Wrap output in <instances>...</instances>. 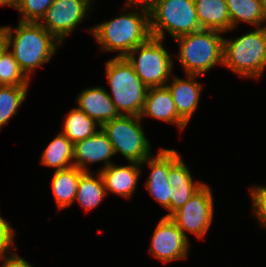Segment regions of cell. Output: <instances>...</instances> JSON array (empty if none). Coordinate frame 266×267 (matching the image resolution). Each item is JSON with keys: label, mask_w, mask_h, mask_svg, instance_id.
Wrapping results in <instances>:
<instances>
[{"label": "cell", "mask_w": 266, "mask_h": 267, "mask_svg": "<svg viewBox=\"0 0 266 267\" xmlns=\"http://www.w3.org/2000/svg\"><path fill=\"white\" fill-rule=\"evenodd\" d=\"M123 8L138 7L137 11L115 17L113 20L94 25L88 32L99 43L101 50L118 52L115 57H126L129 52L150 37L149 9L147 4L126 0Z\"/></svg>", "instance_id": "cell-1"}, {"label": "cell", "mask_w": 266, "mask_h": 267, "mask_svg": "<svg viewBox=\"0 0 266 267\" xmlns=\"http://www.w3.org/2000/svg\"><path fill=\"white\" fill-rule=\"evenodd\" d=\"M4 36L7 48L12 49L14 59L29 79L33 71L49 62L62 45L39 22L19 21L15 29L4 26Z\"/></svg>", "instance_id": "cell-2"}, {"label": "cell", "mask_w": 266, "mask_h": 267, "mask_svg": "<svg viewBox=\"0 0 266 267\" xmlns=\"http://www.w3.org/2000/svg\"><path fill=\"white\" fill-rule=\"evenodd\" d=\"M105 66L111 88L109 96L119 115L140 116L148 87L135 73L132 64L126 57H114L106 61Z\"/></svg>", "instance_id": "cell-3"}, {"label": "cell", "mask_w": 266, "mask_h": 267, "mask_svg": "<svg viewBox=\"0 0 266 267\" xmlns=\"http://www.w3.org/2000/svg\"><path fill=\"white\" fill-rule=\"evenodd\" d=\"M223 42V64L238 76L258 79L266 69V30L264 26Z\"/></svg>", "instance_id": "cell-4"}, {"label": "cell", "mask_w": 266, "mask_h": 267, "mask_svg": "<svg viewBox=\"0 0 266 267\" xmlns=\"http://www.w3.org/2000/svg\"><path fill=\"white\" fill-rule=\"evenodd\" d=\"M222 32L202 29L175 38L179 45L178 59L185 75H204L217 64H223Z\"/></svg>", "instance_id": "cell-5"}, {"label": "cell", "mask_w": 266, "mask_h": 267, "mask_svg": "<svg viewBox=\"0 0 266 267\" xmlns=\"http://www.w3.org/2000/svg\"><path fill=\"white\" fill-rule=\"evenodd\" d=\"M147 6L152 37L164 40V30L174 39L202 30L195 0H151Z\"/></svg>", "instance_id": "cell-6"}, {"label": "cell", "mask_w": 266, "mask_h": 267, "mask_svg": "<svg viewBox=\"0 0 266 267\" xmlns=\"http://www.w3.org/2000/svg\"><path fill=\"white\" fill-rule=\"evenodd\" d=\"M162 44L163 39L151 36L126 56L135 73L148 88L166 86L171 79L173 57Z\"/></svg>", "instance_id": "cell-7"}, {"label": "cell", "mask_w": 266, "mask_h": 267, "mask_svg": "<svg viewBox=\"0 0 266 267\" xmlns=\"http://www.w3.org/2000/svg\"><path fill=\"white\" fill-rule=\"evenodd\" d=\"M141 120L139 116L120 115L100 127L113 145L115 155L121 153L128 162L140 164L153 155Z\"/></svg>", "instance_id": "cell-8"}, {"label": "cell", "mask_w": 266, "mask_h": 267, "mask_svg": "<svg viewBox=\"0 0 266 267\" xmlns=\"http://www.w3.org/2000/svg\"><path fill=\"white\" fill-rule=\"evenodd\" d=\"M214 198L211 188L204 184L170 218L187 236V231L198 238L205 237L214 217Z\"/></svg>", "instance_id": "cell-9"}, {"label": "cell", "mask_w": 266, "mask_h": 267, "mask_svg": "<svg viewBox=\"0 0 266 267\" xmlns=\"http://www.w3.org/2000/svg\"><path fill=\"white\" fill-rule=\"evenodd\" d=\"M92 3V0H54L39 24L62 43L85 20Z\"/></svg>", "instance_id": "cell-10"}, {"label": "cell", "mask_w": 266, "mask_h": 267, "mask_svg": "<svg viewBox=\"0 0 266 267\" xmlns=\"http://www.w3.org/2000/svg\"><path fill=\"white\" fill-rule=\"evenodd\" d=\"M189 239L170 217L163 216L153 231L150 253L163 263L188 257Z\"/></svg>", "instance_id": "cell-11"}, {"label": "cell", "mask_w": 266, "mask_h": 267, "mask_svg": "<svg viewBox=\"0 0 266 267\" xmlns=\"http://www.w3.org/2000/svg\"><path fill=\"white\" fill-rule=\"evenodd\" d=\"M169 182L171 186L170 216L181 208L204 183L193 181L189 167L181 155L174 149H169Z\"/></svg>", "instance_id": "cell-12"}, {"label": "cell", "mask_w": 266, "mask_h": 267, "mask_svg": "<svg viewBox=\"0 0 266 267\" xmlns=\"http://www.w3.org/2000/svg\"><path fill=\"white\" fill-rule=\"evenodd\" d=\"M144 164L150 168V174L145 182L146 190L168 210L169 213L165 217H170L169 149L160 148L155 157L149 156L141 163L142 166Z\"/></svg>", "instance_id": "cell-13"}, {"label": "cell", "mask_w": 266, "mask_h": 267, "mask_svg": "<svg viewBox=\"0 0 266 267\" xmlns=\"http://www.w3.org/2000/svg\"><path fill=\"white\" fill-rule=\"evenodd\" d=\"M115 156L113 145L100 128L94 135L74 143L73 164L84 172H89L86 165L104 161V168L112 164L111 157Z\"/></svg>", "instance_id": "cell-14"}, {"label": "cell", "mask_w": 266, "mask_h": 267, "mask_svg": "<svg viewBox=\"0 0 266 267\" xmlns=\"http://www.w3.org/2000/svg\"><path fill=\"white\" fill-rule=\"evenodd\" d=\"M185 77L187 78L181 79L174 75L166 86L171 92L178 115L189 124L200 101L203 85L196 80L199 75L187 74Z\"/></svg>", "instance_id": "cell-15"}, {"label": "cell", "mask_w": 266, "mask_h": 267, "mask_svg": "<svg viewBox=\"0 0 266 267\" xmlns=\"http://www.w3.org/2000/svg\"><path fill=\"white\" fill-rule=\"evenodd\" d=\"M144 116L176 124L181 131L188 125L178 115L171 92L167 86L148 88L144 107L139 117L142 119Z\"/></svg>", "instance_id": "cell-16"}, {"label": "cell", "mask_w": 266, "mask_h": 267, "mask_svg": "<svg viewBox=\"0 0 266 267\" xmlns=\"http://www.w3.org/2000/svg\"><path fill=\"white\" fill-rule=\"evenodd\" d=\"M76 103L78 109L98 123V128L120 116L109 93L101 86L82 90L76 97Z\"/></svg>", "instance_id": "cell-17"}, {"label": "cell", "mask_w": 266, "mask_h": 267, "mask_svg": "<svg viewBox=\"0 0 266 267\" xmlns=\"http://www.w3.org/2000/svg\"><path fill=\"white\" fill-rule=\"evenodd\" d=\"M125 166H117L113 163L103 170H99L102 175L106 193L112 192L124 198H131L142 174V165L137 162H129Z\"/></svg>", "instance_id": "cell-18"}, {"label": "cell", "mask_w": 266, "mask_h": 267, "mask_svg": "<svg viewBox=\"0 0 266 267\" xmlns=\"http://www.w3.org/2000/svg\"><path fill=\"white\" fill-rule=\"evenodd\" d=\"M195 7L202 29L222 33L232 30L226 0H195Z\"/></svg>", "instance_id": "cell-19"}, {"label": "cell", "mask_w": 266, "mask_h": 267, "mask_svg": "<svg viewBox=\"0 0 266 267\" xmlns=\"http://www.w3.org/2000/svg\"><path fill=\"white\" fill-rule=\"evenodd\" d=\"M83 172L76 166L54 171L51 179V190L58 210H63L74 203L78 182Z\"/></svg>", "instance_id": "cell-20"}, {"label": "cell", "mask_w": 266, "mask_h": 267, "mask_svg": "<svg viewBox=\"0 0 266 267\" xmlns=\"http://www.w3.org/2000/svg\"><path fill=\"white\" fill-rule=\"evenodd\" d=\"M74 144L60 133L43 150L41 164L45 167H53L55 171L74 166Z\"/></svg>", "instance_id": "cell-21"}, {"label": "cell", "mask_w": 266, "mask_h": 267, "mask_svg": "<svg viewBox=\"0 0 266 267\" xmlns=\"http://www.w3.org/2000/svg\"><path fill=\"white\" fill-rule=\"evenodd\" d=\"M94 172H83L80 176L75 202L84 210L89 211L100 205L107 195L102 175L98 171L97 177Z\"/></svg>", "instance_id": "cell-22"}, {"label": "cell", "mask_w": 266, "mask_h": 267, "mask_svg": "<svg viewBox=\"0 0 266 267\" xmlns=\"http://www.w3.org/2000/svg\"><path fill=\"white\" fill-rule=\"evenodd\" d=\"M232 30L241 22L253 27L264 26L266 19L261 0H226Z\"/></svg>", "instance_id": "cell-23"}, {"label": "cell", "mask_w": 266, "mask_h": 267, "mask_svg": "<svg viewBox=\"0 0 266 267\" xmlns=\"http://www.w3.org/2000/svg\"><path fill=\"white\" fill-rule=\"evenodd\" d=\"M98 123L82 110L73 108L64 120L63 133L73 144L94 135L98 130Z\"/></svg>", "instance_id": "cell-24"}, {"label": "cell", "mask_w": 266, "mask_h": 267, "mask_svg": "<svg viewBox=\"0 0 266 267\" xmlns=\"http://www.w3.org/2000/svg\"><path fill=\"white\" fill-rule=\"evenodd\" d=\"M28 87L29 85L0 86V128L17 115L18 108L26 99Z\"/></svg>", "instance_id": "cell-25"}, {"label": "cell", "mask_w": 266, "mask_h": 267, "mask_svg": "<svg viewBox=\"0 0 266 267\" xmlns=\"http://www.w3.org/2000/svg\"><path fill=\"white\" fill-rule=\"evenodd\" d=\"M30 79L20 69L9 48L0 55V86L29 85Z\"/></svg>", "instance_id": "cell-26"}, {"label": "cell", "mask_w": 266, "mask_h": 267, "mask_svg": "<svg viewBox=\"0 0 266 267\" xmlns=\"http://www.w3.org/2000/svg\"><path fill=\"white\" fill-rule=\"evenodd\" d=\"M54 0H15V8L20 13L19 21L39 22Z\"/></svg>", "instance_id": "cell-27"}, {"label": "cell", "mask_w": 266, "mask_h": 267, "mask_svg": "<svg viewBox=\"0 0 266 267\" xmlns=\"http://www.w3.org/2000/svg\"><path fill=\"white\" fill-rule=\"evenodd\" d=\"M251 192V200L254 215L258 221H260L261 226L266 228V186L251 185L249 188Z\"/></svg>", "instance_id": "cell-28"}, {"label": "cell", "mask_w": 266, "mask_h": 267, "mask_svg": "<svg viewBox=\"0 0 266 267\" xmlns=\"http://www.w3.org/2000/svg\"><path fill=\"white\" fill-rule=\"evenodd\" d=\"M15 232L11 224L6 219L0 217V257L14 251Z\"/></svg>", "instance_id": "cell-29"}, {"label": "cell", "mask_w": 266, "mask_h": 267, "mask_svg": "<svg viewBox=\"0 0 266 267\" xmlns=\"http://www.w3.org/2000/svg\"><path fill=\"white\" fill-rule=\"evenodd\" d=\"M0 261L3 262L0 267H34L23 257L18 256L15 251H12L0 257Z\"/></svg>", "instance_id": "cell-30"}, {"label": "cell", "mask_w": 266, "mask_h": 267, "mask_svg": "<svg viewBox=\"0 0 266 267\" xmlns=\"http://www.w3.org/2000/svg\"><path fill=\"white\" fill-rule=\"evenodd\" d=\"M7 47V41L4 36V34L0 37V55L3 52V50Z\"/></svg>", "instance_id": "cell-31"}, {"label": "cell", "mask_w": 266, "mask_h": 267, "mask_svg": "<svg viewBox=\"0 0 266 267\" xmlns=\"http://www.w3.org/2000/svg\"><path fill=\"white\" fill-rule=\"evenodd\" d=\"M2 5L15 8V0H0V6Z\"/></svg>", "instance_id": "cell-32"}, {"label": "cell", "mask_w": 266, "mask_h": 267, "mask_svg": "<svg viewBox=\"0 0 266 267\" xmlns=\"http://www.w3.org/2000/svg\"><path fill=\"white\" fill-rule=\"evenodd\" d=\"M130 1L137 2V3L148 4L151 0H130Z\"/></svg>", "instance_id": "cell-33"}, {"label": "cell", "mask_w": 266, "mask_h": 267, "mask_svg": "<svg viewBox=\"0 0 266 267\" xmlns=\"http://www.w3.org/2000/svg\"><path fill=\"white\" fill-rule=\"evenodd\" d=\"M262 6H263V10L265 12L266 15V0H261Z\"/></svg>", "instance_id": "cell-34"}, {"label": "cell", "mask_w": 266, "mask_h": 267, "mask_svg": "<svg viewBox=\"0 0 266 267\" xmlns=\"http://www.w3.org/2000/svg\"><path fill=\"white\" fill-rule=\"evenodd\" d=\"M4 34V26L0 27V37Z\"/></svg>", "instance_id": "cell-35"}]
</instances>
